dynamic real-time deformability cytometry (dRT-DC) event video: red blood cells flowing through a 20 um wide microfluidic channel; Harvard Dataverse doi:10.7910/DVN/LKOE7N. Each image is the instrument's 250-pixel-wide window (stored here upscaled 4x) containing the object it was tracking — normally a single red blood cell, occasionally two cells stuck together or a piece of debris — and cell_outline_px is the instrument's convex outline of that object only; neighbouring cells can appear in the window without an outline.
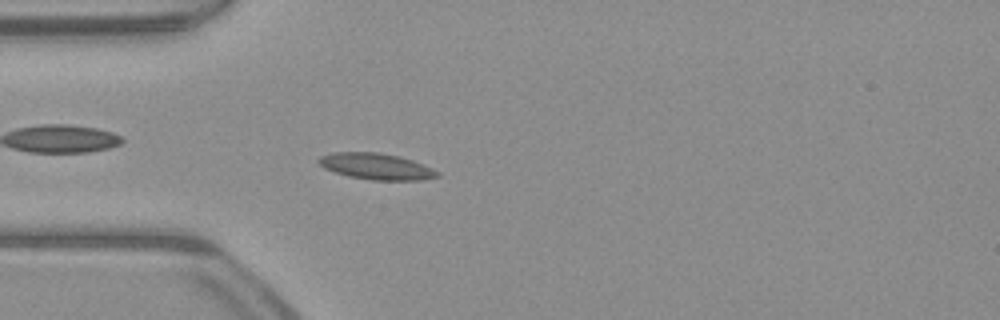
{"species": "common noctule bat (a hibernating species)", "species_latin": "Nyctalus noctula", "temperature_condition": "warm", "stored_images_in_passage": 51, "camera_frame_rate_fps": 3000, "um_per_image_px": 0.085, "animal": {"sex": "male", "body_mass_g": 23.1, "forearm_length_mm": 52.7}, "frame": {"image": 1, "passage_image": 14, "time_ms": 4.333, "image_size_px": [1000, 320], "cell_outline_px": [[440, 176], [420, 180], [372, 180], [348, 176], [324, 168], [316, 160], [320, 156], [332, 152], [380, 152], [400, 156], [424, 164], [440, 172]], "centroid_in_image_um": [31.99, 14.13], "position_along_channel_um": 53.0, "area_um2": 18.26}}
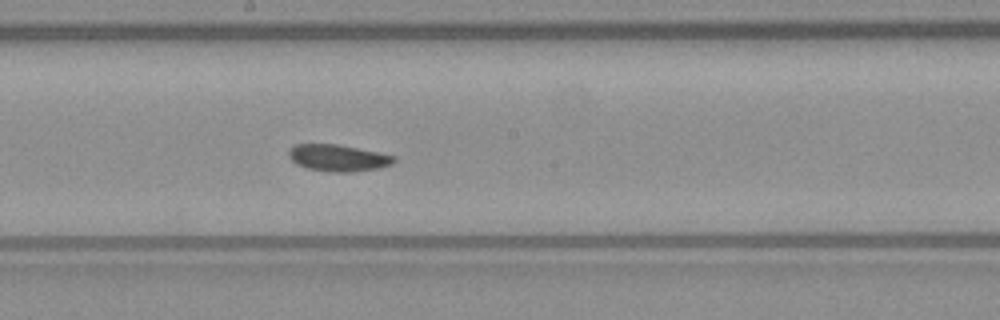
{"frame": {"image": 2, "passage_image": 27, "time_ms": 8.667, "image_size_px": [1000, 320], "cell_outline_px": [[396, 160], [392, 164], [380, 168], [352, 172], [332, 172], [308, 168], [296, 164], [288, 156], [288, 148], [296, 144], [336, 144], [380, 152], [396, 156]], "centroid_in_image_um": [28.75, 13.42], "position_along_channel_um": 219.5, "area_um2": 16.53}}
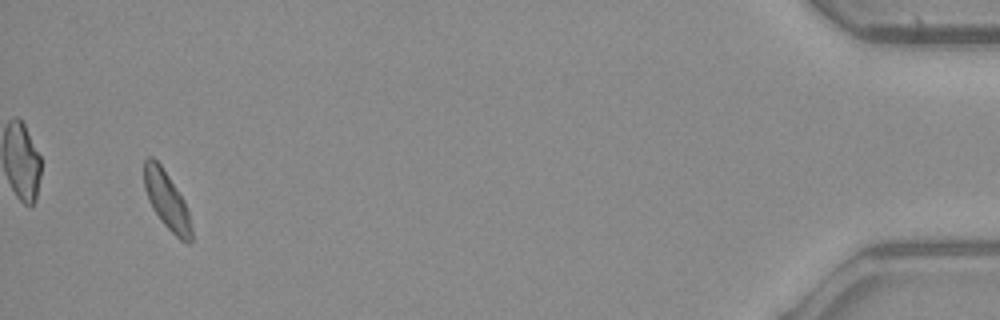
{"frame": {"image": 3, "passage_image": 49, "time_ms": 16.0, "image_size_px": [1000, 320], "cell_outline_px": [[192, 244], [188, 244], [180, 240], [160, 220], [152, 208], [148, 200], [144, 188], [144, 160], [148, 156], [152, 156], [160, 164], [184, 200], [188, 212], [192, 228]], "centroid_in_image_um": [14.17, 17.05], "position_along_channel_um": 421.0, "area_um2": 15.95}, "authors_computed_cell_mechanics": {"area_um2": 16.5308, "velocity_mm_per_s": 3.9589, "shape_relaxation_time_tau1_ms": 3.9229, "shape_relaxation_time_tau2_ms": null, "deformation_change_tau1": 0.0832, "deformation_change_tau2": null}}